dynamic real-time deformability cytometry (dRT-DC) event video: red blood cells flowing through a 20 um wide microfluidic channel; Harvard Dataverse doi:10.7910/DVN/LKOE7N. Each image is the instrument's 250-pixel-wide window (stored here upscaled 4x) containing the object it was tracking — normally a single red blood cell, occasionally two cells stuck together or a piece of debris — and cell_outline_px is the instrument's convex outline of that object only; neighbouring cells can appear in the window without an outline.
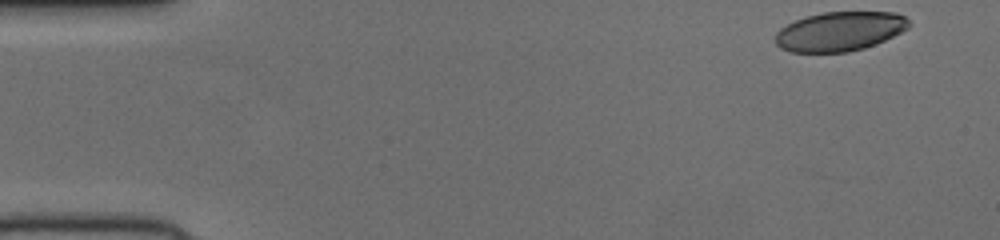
{"species": "human", "species_latin": "Homo sapiens", "temperature_condition": "cold", "stored_images_in_passage": 49, "camera_frame_rate_fps": 3000, "um_per_image_px": 0.085, "donor": {"sex": "female"}, "frame": {"image": 1, "passage_image": 1, "time_ms": 0.0, "image_size_px": [1000, 240], "cell_outline_px": [[912, 24], [908, 28], [884, 40], [864, 48], [848, 52], [788, 52], [780, 48], [776, 44], [776, 32], [780, 28], [796, 20], [808, 16], [824, 12], [896, 12], [904, 16]], "centroid_in_image_um": [71.37, 2.67], "position_along_channel_um": 13.6, "area_um2": 30.52}}
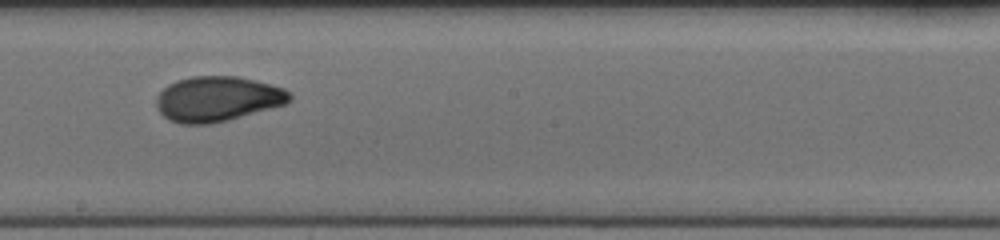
{"frame": {"image": 2, "passage_image": 27, "time_ms": 8.667, "image_size_px": [1000, 240], "cell_outline_px": [[292, 100], [284, 104], [228, 120], [208, 124], [180, 124], [168, 120], [156, 108], [156, 96], [168, 84], [176, 80], [192, 76], [236, 76], [256, 80], [284, 88], [292, 96]], "centroid_in_image_um": [18.45, 8.4], "position_along_channel_um": 229.7, "area_um2": 35.08}}
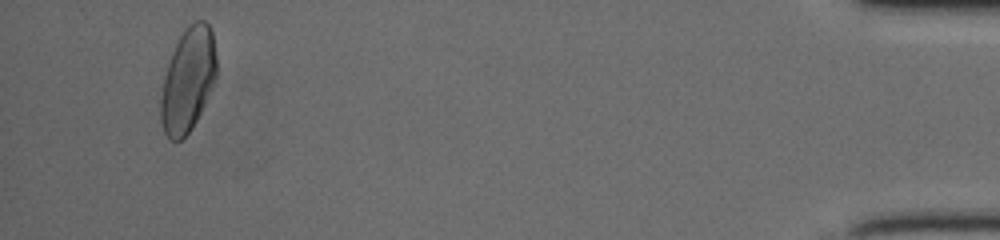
{"frame": {"image": 3, "passage_image": 47, "time_ms": 15.333, "image_size_px": [1000, 240], "cell_outline_px": [[216, 76], [204, 104], [192, 128], [180, 140], [168, 140], [164, 132], [160, 120], [160, 100], [164, 80], [168, 64], [172, 52], [180, 36], [188, 24], [196, 20], [204, 20], [212, 28], [216, 56]], "centroid_in_image_um": [15.97, 6.77], "position_along_channel_um": 419.2, "area_um2": 33.52}}